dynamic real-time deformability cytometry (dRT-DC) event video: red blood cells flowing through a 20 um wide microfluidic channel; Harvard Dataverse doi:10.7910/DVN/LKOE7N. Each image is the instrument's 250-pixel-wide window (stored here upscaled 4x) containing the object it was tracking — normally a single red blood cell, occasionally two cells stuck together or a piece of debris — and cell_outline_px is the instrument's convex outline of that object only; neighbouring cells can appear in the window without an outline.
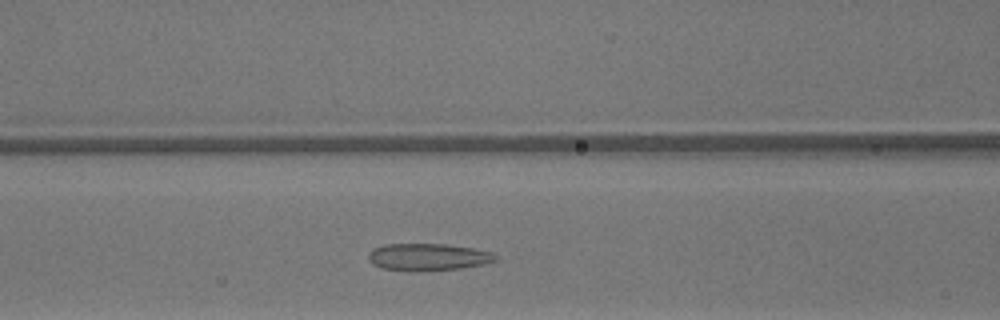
{"species": "common noctule bat (a hibernating species)", "species_latin": "Nyctalus noctula", "temperature_condition": "warm", "stored_images_in_passage": 34, "camera_frame_rate_fps": 3000, "um_per_image_px": 0.085, "animal": {"sex": "male", "body_mass_g": 13.3}, "frame": {"image": 1, "passage_image": 16, "time_ms": 5.0, "image_size_px": [1000, 320], "cell_outline_px": [[496, 260], [484, 264], [460, 268], [416, 272], [408, 272], [384, 268], [372, 264], [368, 260], [368, 252], [372, 248], [384, 244], [444, 244], [472, 248], [492, 252], [496, 256]], "centroid_in_image_um": [36.32, 21.85], "position_along_channel_um": 130.3, "area_um2": 20.29}}
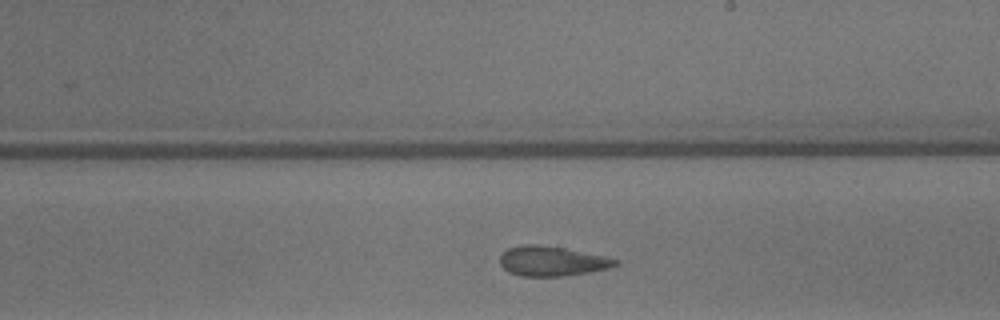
{"frame": {"image": 2, "passage_image": 24, "time_ms": 7.667, "image_size_px": [1000, 320], "cell_outline_px": [[620, 264], [608, 268], [588, 272], [564, 276], [520, 276], [508, 272], [500, 264], [500, 256], [508, 248], [524, 244], [536, 244], [564, 248], [604, 256], [620, 260]], "centroid_in_image_um": [46.91, 22.2], "position_along_channel_um": 242.1, "area_um2": 20.0}}
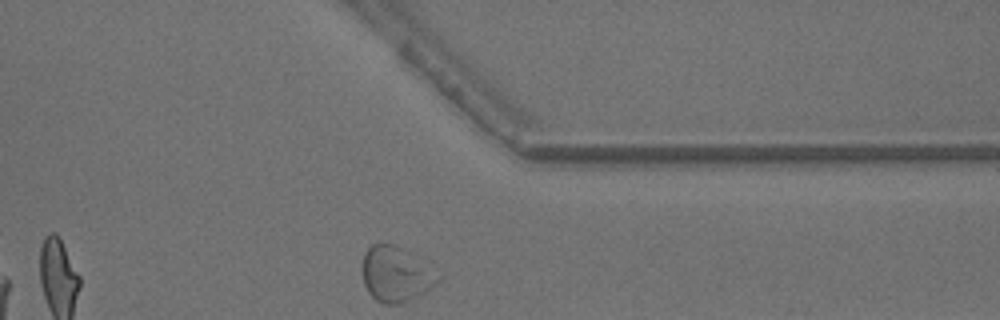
{"frame": {"image": 3, "passage_image": 34, "time_ms": 11.0, "image_size_px": [1000, 320], "cell_outline_px": [[440, 280], [424, 292], [400, 304], [384, 304], [376, 300], [368, 292], [364, 284], [364, 252], [372, 244], [388, 244], [396, 248]], "centroid_in_image_um": [33.5, 23.4], "position_along_channel_um": 377.9, "area_um2": 22.08}, "authors_computed_cell_mechanics": {"area_um2": 20.2878, "velocity_mm_per_s": 4.2091, "shape_relaxation_time_tau1_ms": null, "shape_relaxation_time_tau2_ms": 1.2206, "deformation_change_tau1": null, "deformation_change_tau2": 0.1021}}